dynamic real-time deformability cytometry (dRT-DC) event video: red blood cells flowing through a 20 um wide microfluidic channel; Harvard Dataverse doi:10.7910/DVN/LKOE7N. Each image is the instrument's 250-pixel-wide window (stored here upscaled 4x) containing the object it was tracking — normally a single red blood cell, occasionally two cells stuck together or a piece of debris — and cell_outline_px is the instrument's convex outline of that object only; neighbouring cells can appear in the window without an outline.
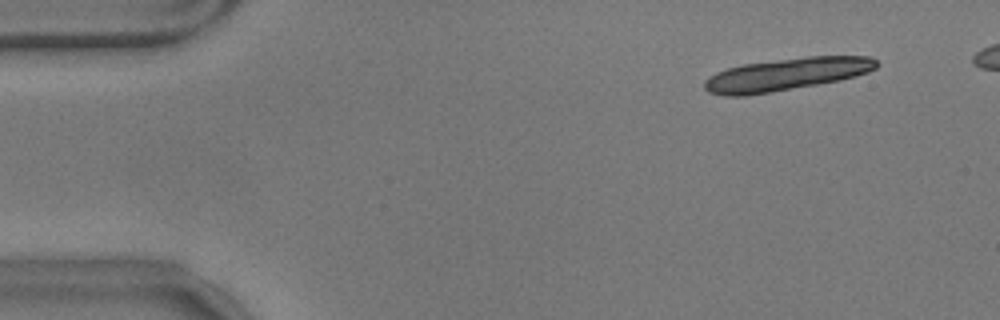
{"species": "common noctule bat (a hibernating species)", "species_latin": "Nyctalus noctula", "temperature_condition": "warm", "stored_images_in_passage": 10, "camera_frame_rate_fps": 3000, "um_per_image_px": 0.085, "animal": {"sex": "male", "body_mass_g": 17.9}, "frame": {"image": 1, "passage_image": 1, "time_ms": 0.0, "image_size_px": [1000, 320], "cell_outline_px": [[880, 64], [876, 68], [868, 72], [856, 76], [840, 80], [772, 92], [744, 96], [724, 96], [708, 92], [704, 88], [704, 80], [708, 76], [716, 72], [728, 68], [744, 64], [808, 56], [868, 56], [876, 60]], "centroid_in_image_um": [66.83, 6.32], "position_along_channel_um": 18.2, "area_um2": 32.6}}